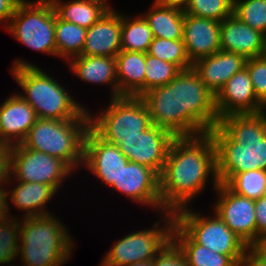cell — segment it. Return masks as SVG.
Instances as JSON below:
<instances>
[{"label":"cell","mask_w":266,"mask_h":266,"mask_svg":"<svg viewBox=\"0 0 266 266\" xmlns=\"http://www.w3.org/2000/svg\"><path fill=\"white\" fill-rule=\"evenodd\" d=\"M213 176L217 188L216 148L211 134L175 137L169 147L165 164L159 174V192L166 212L187 208L190 200L206 187ZM188 204V205H187Z\"/></svg>","instance_id":"obj_1"},{"label":"cell","mask_w":266,"mask_h":266,"mask_svg":"<svg viewBox=\"0 0 266 266\" xmlns=\"http://www.w3.org/2000/svg\"><path fill=\"white\" fill-rule=\"evenodd\" d=\"M209 133L216 148V173L226 184L235 174L266 170V115L229 114Z\"/></svg>","instance_id":"obj_2"},{"label":"cell","mask_w":266,"mask_h":266,"mask_svg":"<svg viewBox=\"0 0 266 266\" xmlns=\"http://www.w3.org/2000/svg\"><path fill=\"white\" fill-rule=\"evenodd\" d=\"M11 74L21 89L20 94L35 110L39 119H89L88 109L73 100L57 80L31 63L16 59Z\"/></svg>","instance_id":"obj_3"},{"label":"cell","mask_w":266,"mask_h":266,"mask_svg":"<svg viewBox=\"0 0 266 266\" xmlns=\"http://www.w3.org/2000/svg\"><path fill=\"white\" fill-rule=\"evenodd\" d=\"M20 225L19 255L24 266H61L70 259L74 241L57 217H23Z\"/></svg>","instance_id":"obj_4"},{"label":"cell","mask_w":266,"mask_h":266,"mask_svg":"<svg viewBox=\"0 0 266 266\" xmlns=\"http://www.w3.org/2000/svg\"><path fill=\"white\" fill-rule=\"evenodd\" d=\"M90 119H37L25 140V148L63 160L72 170L84 162V141Z\"/></svg>","instance_id":"obj_5"},{"label":"cell","mask_w":266,"mask_h":266,"mask_svg":"<svg viewBox=\"0 0 266 266\" xmlns=\"http://www.w3.org/2000/svg\"><path fill=\"white\" fill-rule=\"evenodd\" d=\"M89 112L90 128L103 140L118 145L122 138L138 136L151 125L149 111L137 96L111 98L95 117Z\"/></svg>","instance_id":"obj_6"},{"label":"cell","mask_w":266,"mask_h":266,"mask_svg":"<svg viewBox=\"0 0 266 266\" xmlns=\"http://www.w3.org/2000/svg\"><path fill=\"white\" fill-rule=\"evenodd\" d=\"M5 29L28 48L57 56L55 9L50 0H22Z\"/></svg>","instance_id":"obj_7"},{"label":"cell","mask_w":266,"mask_h":266,"mask_svg":"<svg viewBox=\"0 0 266 266\" xmlns=\"http://www.w3.org/2000/svg\"><path fill=\"white\" fill-rule=\"evenodd\" d=\"M181 137L208 133L218 125L215 95L193 70L180 71Z\"/></svg>","instance_id":"obj_8"},{"label":"cell","mask_w":266,"mask_h":266,"mask_svg":"<svg viewBox=\"0 0 266 266\" xmlns=\"http://www.w3.org/2000/svg\"><path fill=\"white\" fill-rule=\"evenodd\" d=\"M161 215L163 216L162 223L165 224L163 228H157L160 224L159 220L149 230L132 232L119 239L106 253L100 266H126L153 260L172 239V229L175 223L174 213L165 212Z\"/></svg>","instance_id":"obj_9"},{"label":"cell","mask_w":266,"mask_h":266,"mask_svg":"<svg viewBox=\"0 0 266 266\" xmlns=\"http://www.w3.org/2000/svg\"><path fill=\"white\" fill-rule=\"evenodd\" d=\"M175 222L199 245L218 254L230 256L237 264L248 246L215 213L203 217L183 208L174 214Z\"/></svg>","instance_id":"obj_10"},{"label":"cell","mask_w":266,"mask_h":266,"mask_svg":"<svg viewBox=\"0 0 266 266\" xmlns=\"http://www.w3.org/2000/svg\"><path fill=\"white\" fill-rule=\"evenodd\" d=\"M71 172L73 170L63 160L25 148L22 144L11 146L10 177L15 180L48 184L58 191Z\"/></svg>","instance_id":"obj_11"},{"label":"cell","mask_w":266,"mask_h":266,"mask_svg":"<svg viewBox=\"0 0 266 266\" xmlns=\"http://www.w3.org/2000/svg\"><path fill=\"white\" fill-rule=\"evenodd\" d=\"M215 190L218 198L214 204V213L248 247H257L255 200L236 194L224 183H219Z\"/></svg>","instance_id":"obj_12"},{"label":"cell","mask_w":266,"mask_h":266,"mask_svg":"<svg viewBox=\"0 0 266 266\" xmlns=\"http://www.w3.org/2000/svg\"><path fill=\"white\" fill-rule=\"evenodd\" d=\"M174 138L169 131L152 124L138 136L122 138L117 146L129 161L160 174Z\"/></svg>","instance_id":"obj_13"},{"label":"cell","mask_w":266,"mask_h":266,"mask_svg":"<svg viewBox=\"0 0 266 266\" xmlns=\"http://www.w3.org/2000/svg\"><path fill=\"white\" fill-rule=\"evenodd\" d=\"M140 98L149 111L152 124L174 137H181L180 73L168 84L150 89Z\"/></svg>","instance_id":"obj_14"},{"label":"cell","mask_w":266,"mask_h":266,"mask_svg":"<svg viewBox=\"0 0 266 266\" xmlns=\"http://www.w3.org/2000/svg\"><path fill=\"white\" fill-rule=\"evenodd\" d=\"M129 160L116 144L101 139L91 128L84 141V162L95 176L112 186L118 182L119 175Z\"/></svg>","instance_id":"obj_15"},{"label":"cell","mask_w":266,"mask_h":266,"mask_svg":"<svg viewBox=\"0 0 266 266\" xmlns=\"http://www.w3.org/2000/svg\"><path fill=\"white\" fill-rule=\"evenodd\" d=\"M111 187L132 201L156 208L161 214L166 212L160 201L159 174L151 168L129 161Z\"/></svg>","instance_id":"obj_16"},{"label":"cell","mask_w":266,"mask_h":266,"mask_svg":"<svg viewBox=\"0 0 266 266\" xmlns=\"http://www.w3.org/2000/svg\"><path fill=\"white\" fill-rule=\"evenodd\" d=\"M218 118L229 114L260 113L263 104L257 99L249 71L244 67L234 74L215 96Z\"/></svg>","instance_id":"obj_17"},{"label":"cell","mask_w":266,"mask_h":266,"mask_svg":"<svg viewBox=\"0 0 266 266\" xmlns=\"http://www.w3.org/2000/svg\"><path fill=\"white\" fill-rule=\"evenodd\" d=\"M35 110L20 94H14L0 105V143L21 144L37 120Z\"/></svg>","instance_id":"obj_18"},{"label":"cell","mask_w":266,"mask_h":266,"mask_svg":"<svg viewBox=\"0 0 266 266\" xmlns=\"http://www.w3.org/2000/svg\"><path fill=\"white\" fill-rule=\"evenodd\" d=\"M221 22L184 15L183 42L192 64L221 50Z\"/></svg>","instance_id":"obj_19"},{"label":"cell","mask_w":266,"mask_h":266,"mask_svg":"<svg viewBox=\"0 0 266 266\" xmlns=\"http://www.w3.org/2000/svg\"><path fill=\"white\" fill-rule=\"evenodd\" d=\"M122 14L112 7L87 29L80 55L116 57L121 51Z\"/></svg>","instance_id":"obj_20"},{"label":"cell","mask_w":266,"mask_h":266,"mask_svg":"<svg viewBox=\"0 0 266 266\" xmlns=\"http://www.w3.org/2000/svg\"><path fill=\"white\" fill-rule=\"evenodd\" d=\"M221 50L243 55L246 59L265 54L266 36L241 22L234 14L221 22Z\"/></svg>","instance_id":"obj_21"},{"label":"cell","mask_w":266,"mask_h":266,"mask_svg":"<svg viewBox=\"0 0 266 266\" xmlns=\"http://www.w3.org/2000/svg\"><path fill=\"white\" fill-rule=\"evenodd\" d=\"M245 62L246 58L241 54L220 50L196 61L192 68L216 96L226 82L245 67Z\"/></svg>","instance_id":"obj_22"},{"label":"cell","mask_w":266,"mask_h":266,"mask_svg":"<svg viewBox=\"0 0 266 266\" xmlns=\"http://www.w3.org/2000/svg\"><path fill=\"white\" fill-rule=\"evenodd\" d=\"M68 62L73 73L84 82L100 85L111 83V98L119 97L115 57L78 55Z\"/></svg>","instance_id":"obj_23"},{"label":"cell","mask_w":266,"mask_h":266,"mask_svg":"<svg viewBox=\"0 0 266 266\" xmlns=\"http://www.w3.org/2000/svg\"><path fill=\"white\" fill-rule=\"evenodd\" d=\"M115 58L119 97H140L144 93L145 53L121 50Z\"/></svg>","instance_id":"obj_24"},{"label":"cell","mask_w":266,"mask_h":266,"mask_svg":"<svg viewBox=\"0 0 266 266\" xmlns=\"http://www.w3.org/2000/svg\"><path fill=\"white\" fill-rule=\"evenodd\" d=\"M56 192L58 191L48 184L18 181L8 194L12 195L11 201L15 207L25 211L24 217H36L51 213L44 209Z\"/></svg>","instance_id":"obj_25"},{"label":"cell","mask_w":266,"mask_h":266,"mask_svg":"<svg viewBox=\"0 0 266 266\" xmlns=\"http://www.w3.org/2000/svg\"><path fill=\"white\" fill-rule=\"evenodd\" d=\"M50 1L60 19L86 29L90 28L111 8L106 0H73L67 3L60 0Z\"/></svg>","instance_id":"obj_26"},{"label":"cell","mask_w":266,"mask_h":266,"mask_svg":"<svg viewBox=\"0 0 266 266\" xmlns=\"http://www.w3.org/2000/svg\"><path fill=\"white\" fill-rule=\"evenodd\" d=\"M172 239L183 251L188 266H238L230 256L218 254L196 243L176 222Z\"/></svg>","instance_id":"obj_27"},{"label":"cell","mask_w":266,"mask_h":266,"mask_svg":"<svg viewBox=\"0 0 266 266\" xmlns=\"http://www.w3.org/2000/svg\"><path fill=\"white\" fill-rule=\"evenodd\" d=\"M184 11L152 4L147 14H142L154 38L178 40L183 38Z\"/></svg>","instance_id":"obj_28"},{"label":"cell","mask_w":266,"mask_h":266,"mask_svg":"<svg viewBox=\"0 0 266 266\" xmlns=\"http://www.w3.org/2000/svg\"><path fill=\"white\" fill-rule=\"evenodd\" d=\"M87 29L63 21L55 12V44L57 56L65 60L82 53Z\"/></svg>","instance_id":"obj_29"},{"label":"cell","mask_w":266,"mask_h":266,"mask_svg":"<svg viewBox=\"0 0 266 266\" xmlns=\"http://www.w3.org/2000/svg\"><path fill=\"white\" fill-rule=\"evenodd\" d=\"M154 37L143 16L127 17L122 14L121 50L147 53Z\"/></svg>","instance_id":"obj_30"},{"label":"cell","mask_w":266,"mask_h":266,"mask_svg":"<svg viewBox=\"0 0 266 266\" xmlns=\"http://www.w3.org/2000/svg\"><path fill=\"white\" fill-rule=\"evenodd\" d=\"M226 185L238 195L257 200L266 194V170L237 173Z\"/></svg>","instance_id":"obj_31"},{"label":"cell","mask_w":266,"mask_h":266,"mask_svg":"<svg viewBox=\"0 0 266 266\" xmlns=\"http://www.w3.org/2000/svg\"><path fill=\"white\" fill-rule=\"evenodd\" d=\"M147 53L158 59L175 64L181 71L191 69L193 65L189 60L182 39L154 38Z\"/></svg>","instance_id":"obj_32"},{"label":"cell","mask_w":266,"mask_h":266,"mask_svg":"<svg viewBox=\"0 0 266 266\" xmlns=\"http://www.w3.org/2000/svg\"><path fill=\"white\" fill-rule=\"evenodd\" d=\"M180 71L175 64L145 53L144 93L155 87L168 84Z\"/></svg>","instance_id":"obj_33"},{"label":"cell","mask_w":266,"mask_h":266,"mask_svg":"<svg viewBox=\"0 0 266 266\" xmlns=\"http://www.w3.org/2000/svg\"><path fill=\"white\" fill-rule=\"evenodd\" d=\"M234 0H190L184 13L222 22L233 15Z\"/></svg>","instance_id":"obj_34"},{"label":"cell","mask_w":266,"mask_h":266,"mask_svg":"<svg viewBox=\"0 0 266 266\" xmlns=\"http://www.w3.org/2000/svg\"><path fill=\"white\" fill-rule=\"evenodd\" d=\"M233 14L266 36V0H234Z\"/></svg>","instance_id":"obj_35"},{"label":"cell","mask_w":266,"mask_h":266,"mask_svg":"<svg viewBox=\"0 0 266 266\" xmlns=\"http://www.w3.org/2000/svg\"><path fill=\"white\" fill-rule=\"evenodd\" d=\"M20 221L15 217L0 221V265L11 263L19 255Z\"/></svg>","instance_id":"obj_36"},{"label":"cell","mask_w":266,"mask_h":266,"mask_svg":"<svg viewBox=\"0 0 266 266\" xmlns=\"http://www.w3.org/2000/svg\"><path fill=\"white\" fill-rule=\"evenodd\" d=\"M245 67L249 71L255 95L264 105L266 103V56L246 59Z\"/></svg>","instance_id":"obj_37"},{"label":"cell","mask_w":266,"mask_h":266,"mask_svg":"<svg viewBox=\"0 0 266 266\" xmlns=\"http://www.w3.org/2000/svg\"><path fill=\"white\" fill-rule=\"evenodd\" d=\"M152 264L153 266H188L183 251L173 239L154 257Z\"/></svg>","instance_id":"obj_38"},{"label":"cell","mask_w":266,"mask_h":266,"mask_svg":"<svg viewBox=\"0 0 266 266\" xmlns=\"http://www.w3.org/2000/svg\"><path fill=\"white\" fill-rule=\"evenodd\" d=\"M255 217L257 224V246L266 237V194L255 200Z\"/></svg>","instance_id":"obj_39"},{"label":"cell","mask_w":266,"mask_h":266,"mask_svg":"<svg viewBox=\"0 0 266 266\" xmlns=\"http://www.w3.org/2000/svg\"><path fill=\"white\" fill-rule=\"evenodd\" d=\"M238 266H266V255L257 247H248Z\"/></svg>","instance_id":"obj_40"},{"label":"cell","mask_w":266,"mask_h":266,"mask_svg":"<svg viewBox=\"0 0 266 266\" xmlns=\"http://www.w3.org/2000/svg\"><path fill=\"white\" fill-rule=\"evenodd\" d=\"M10 149V146L0 143V187H4V184H9L11 181Z\"/></svg>","instance_id":"obj_41"},{"label":"cell","mask_w":266,"mask_h":266,"mask_svg":"<svg viewBox=\"0 0 266 266\" xmlns=\"http://www.w3.org/2000/svg\"><path fill=\"white\" fill-rule=\"evenodd\" d=\"M21 1L22 0H0V22L2 23L3 21L4 23H6L4 26H8L18 4Z\"/></svg>","instance_id":"obj_42"},{"label":"cell","mask_w":266,"mask_h":266,"mask_svg":"<svg viewBox=\"0 0 266 266\" xmlns=\"http://www.w3.org/2000/svg\"><path fill=\"white\" fill-rule=\"evenodd\" d=\"M3 188V189H2ZM9 192L7 191V188L4 189V187H0V221L7 220L11 218L9 216V202L8 201V194Z\"/></svg>","instance_id":"obj_43"},{"label":"cell","mask_w":266,"mask_h":266,"mask_svg":"<svg viewBox=\"0 0 266 266\" xmlns=\"http://www.w3.org/2000/svg\"><path fill=\"white\" fill-rule=\"evenodd\" d=\"M189 1L190 0H155L154 3L161 6L171 7L185 11L186 7L189 4Z\"/></svg>","instance_id":"obj_44"},{"label":"cell","mask_w":266,"mask_h":266,"mask_svg":"<svg viewBox=\"0 0 266 266\" xmlns=\"http://www.w3.org/2000/svg\"><path fill=\"white\" fill-rule=\"evenodd\" d=\"M257 248L259 250H261L264 255H266V237H264L261 242L259 243V245L257 246Z\"/></svg>","instance_id":"obj_45"},{"label":"cell","mask_w":266,"mask_h":266,"mask_svg":"<svg viewBox=\"0 0 266 266\" xmlns=\"http://www.w3.org/2000/svg\"><path fill=\"white\" fill-rule=\"evenodd\" d=\"M126 266H153V264H152V260H149V261H144V262L133 263V264L126 265Z\"/></svg>","instance_id":"obj_46"},{"label":"cell","mask_w":266,"mask_h":266,"mask_svg":"<svg viewBox=\"0 0 266 266\" xmlns=\"http://www.w3.org/2000/svg\"><path fill=\"white\" fill-rule=\"evenodd\" d=\"M262 112L266 115V103L263 105Z\"/></svg>","instance_id":"obj_47"}]
</instances>
